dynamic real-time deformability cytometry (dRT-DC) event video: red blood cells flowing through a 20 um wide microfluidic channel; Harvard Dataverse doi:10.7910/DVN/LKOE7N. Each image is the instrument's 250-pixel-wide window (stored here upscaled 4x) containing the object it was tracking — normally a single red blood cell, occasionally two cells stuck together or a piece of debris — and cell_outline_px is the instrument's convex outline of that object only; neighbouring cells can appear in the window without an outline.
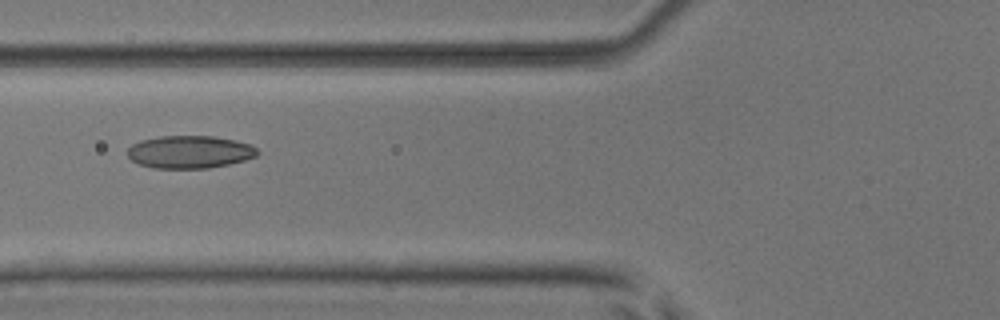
{"species": "common noctule bat (a hibernating species)", "species_latin": "Nyctalus noctula", "temperature_condition": "room temperature", "stored_images_in_passage": 6, "camera_frame_rate_fps": 3000, "um_per_image_px": 0.085, "animal": {"sex": "male", "body_mass_g": 17.9, "forearm_length_mm": 54.2}, "frame": {"image": 1, "passage_image": 3, "time_ms": 0.667, "image_size_px": [1000, 320], "cell_outline_px": [[260, 152], [256, 156], [244, 160], [228, 164], [208, 168], [152, 168], [140, 164], [132, 160], [128, 156], [128, 148], [132, 144], [140, 140], [160, 136], [212, 136], [236, 140], [252, 144]], "centroid_in_image_um": [16.14, 12.91], "position_along_channel_um": 109.7, "area_um2": 24.8}}
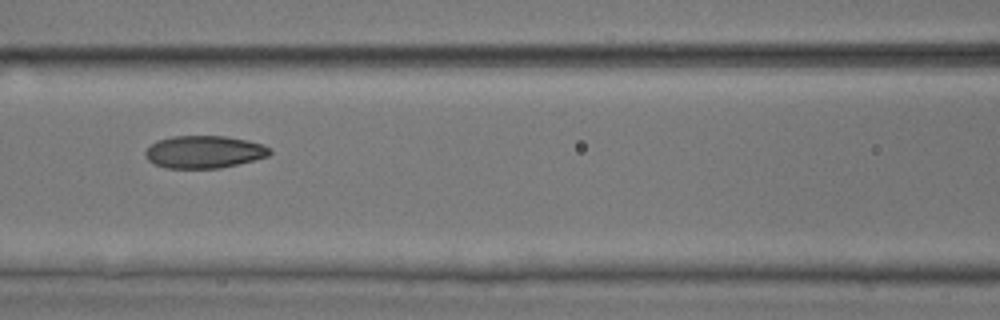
{"frame": {"image": 2, "passage_image": 4, "time_ms": 1.0, "image_size_px": [1000, 320], "cell_outline_px": [[272, 152], [268, 156], [220, 168], [164, 168], [152, 164], [148, 160], [144, 152], [156, 140], [172, 136], [224, 136], [248, 140], [264, 144]], "centroid_in_image_um": [17.32, 12.91], "position_along_channel_um": 149.3, "area_um2": 23.58}}
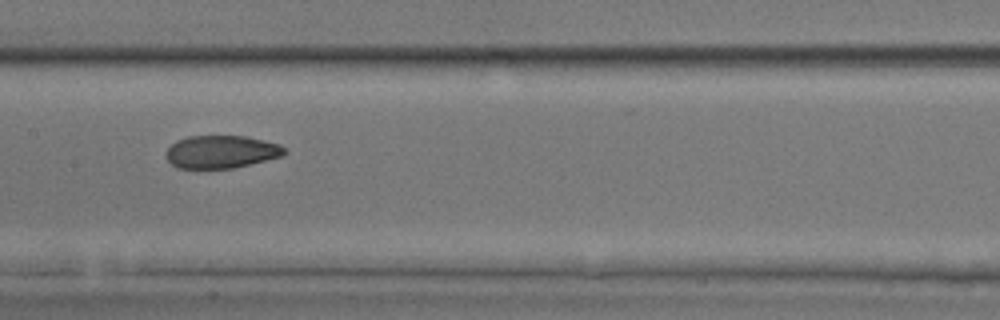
{"frame": {"image": 3, "passage_image": 5, "time_ms": 1.333, "image_size_px": [1000, 320], "cell_outline_px": [[288, 152], [280, 156], [232, 168], [176, 168], [164, 156], [168, 148], [176, 140], [188, 136], [244, 136], [264, 140], [280, 144]], "centroid_in_image_um": [18.77, 12.89], "position_along_channel_um": 188.6, "area_um2": 22.48}}